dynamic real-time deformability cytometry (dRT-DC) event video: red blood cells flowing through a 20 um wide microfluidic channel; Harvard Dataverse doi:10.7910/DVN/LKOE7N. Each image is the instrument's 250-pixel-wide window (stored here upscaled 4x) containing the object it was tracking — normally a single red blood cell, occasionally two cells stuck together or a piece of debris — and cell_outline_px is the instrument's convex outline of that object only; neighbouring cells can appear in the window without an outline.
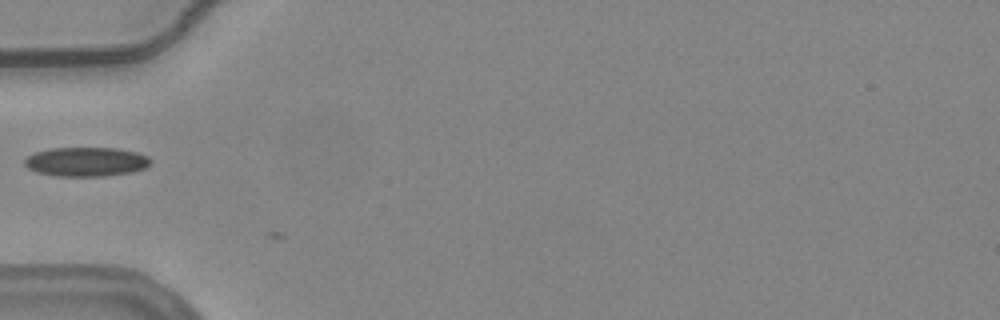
{"species": "common noctule bat (a hibernating species)", "species_latin": "Nyctalus noctula", "temperature_condition": "warm", "stored_images_in_passage": 9, "camera_frame_rate_fps": 3000, "um_per_image_px": 0.085, "animal": {"sex": "female", "body_mass_g": 24.6, "forearm_length_mm": 56.2}, "frame": {"image": 1, "passage_image": 4, "time_ms": 1.0, "image_size_px": [1000, 320], "cell_outline_px": [[152, 160], [144, 168], [132, 172], [104, 176], [56, 176], [36, 172], [28, 168], [24, 164], [24, 160], [28, 156], [36, 152], [52, 148], [116, 148], [136, 152], [148, 156]], "centroid_in_image_um": [7.31, 13.75], "position_along_channel_um": 77.7, "area_um2": 21.39}}